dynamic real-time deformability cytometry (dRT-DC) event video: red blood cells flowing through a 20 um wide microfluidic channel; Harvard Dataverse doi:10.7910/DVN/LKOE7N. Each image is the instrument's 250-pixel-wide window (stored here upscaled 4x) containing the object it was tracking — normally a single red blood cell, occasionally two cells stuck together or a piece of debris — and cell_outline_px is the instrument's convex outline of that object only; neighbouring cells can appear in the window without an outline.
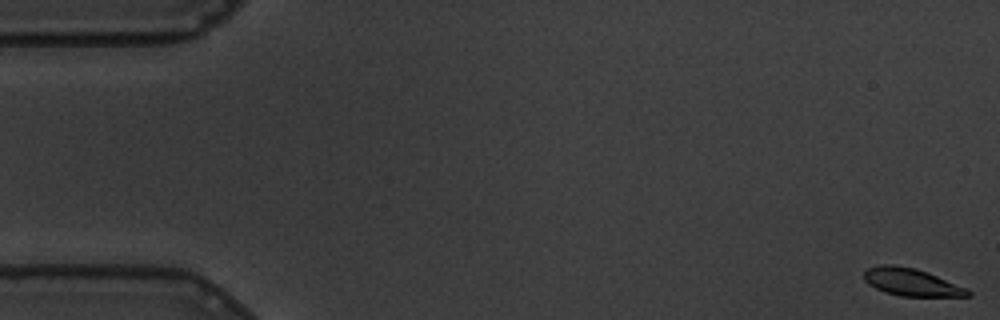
{"species": "common noctule bat (a hibernating species)", "species_latin": "Nyctalus noctula", "temperature_condition": "warm", "stored_images_in_passage": 59, "camera_frame_rate_fps": 3000, "um_per_image_px": 0.085, "animal": {"sex": "male", "body_mass_g": 19.5, "forearm_length_mm": 54.6}, "frame": {"image": 1, "passage_image": 1, "time_ms": 0.0, "image_size_px": [1000, 320], "cell_outline_px": [[972, 296], [900, 296], [884, 292], [868, 284], [864, 280], [864, 272], [868, 268], [884, 264], [892, 264], [916, 268], [928, 272], [968, 288], [972, 292]], "centroid_in_image_um": [77.5, 23.98], "position_along_channel_um": 7.5, "area_um2": 16.76}}
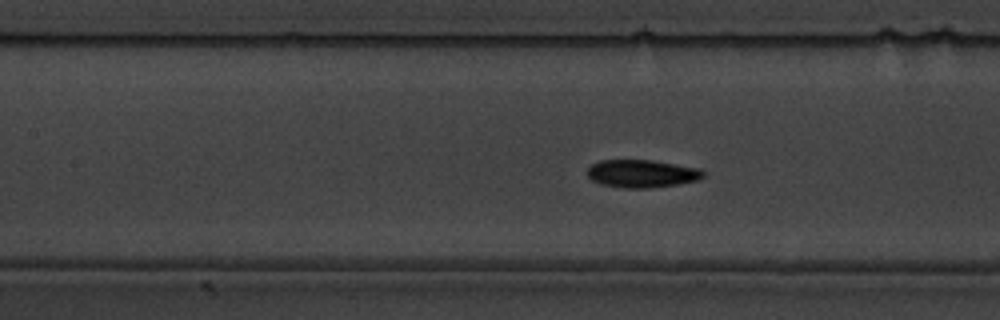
{"frame": {"image": 2, "passage_image": 26, "time_ms": 8.333, "image_size_px": [1000, 320], "cell_outline_px": [[704, 176], [700, 180], [680, 184], [648, 188], [624, 188], [600, 184], [592, 180], [588, 176], [588, 168], [592, 164], [600, 160], [652, 160], [696, 168], [704, 172]], "centroid_in_image_um": [54.55, 14.76], "position_along_channel_um": 152.9, "area_um2": 18.73}}
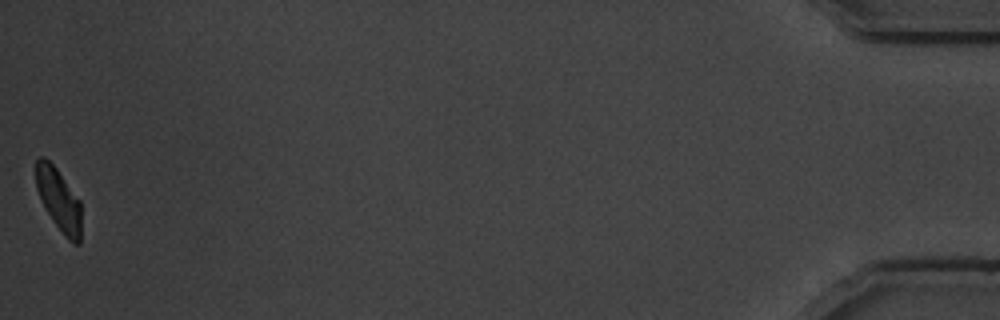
{"frame": {"image": 3, "passage_image": 59, "time_ms": 19.333, "image_size_px": [1000, 320], "cell_outline_px": [[80, 244], [72, 244], [64, 236], [44, 208], [36, 188], [36, 160], [40, 156], [44, 156], [56, 168], [80, 200]], "centroid_in_image_um": [4.99, 16.98], "position_along_channel_um": 430.2, "area_um2": 16.47}, "authors_computed_cell_mechanics": {"area_um2": 18.207, "velocity_mm_per_s": 3.4242, "shape_relaxation_time_tau1_ms": 2.1724, "shape_relaxation_time_tau2_ms": 2.4803, "deformation_change_tau1": 0.112, "deformation_change_tau2": 0.0726}}